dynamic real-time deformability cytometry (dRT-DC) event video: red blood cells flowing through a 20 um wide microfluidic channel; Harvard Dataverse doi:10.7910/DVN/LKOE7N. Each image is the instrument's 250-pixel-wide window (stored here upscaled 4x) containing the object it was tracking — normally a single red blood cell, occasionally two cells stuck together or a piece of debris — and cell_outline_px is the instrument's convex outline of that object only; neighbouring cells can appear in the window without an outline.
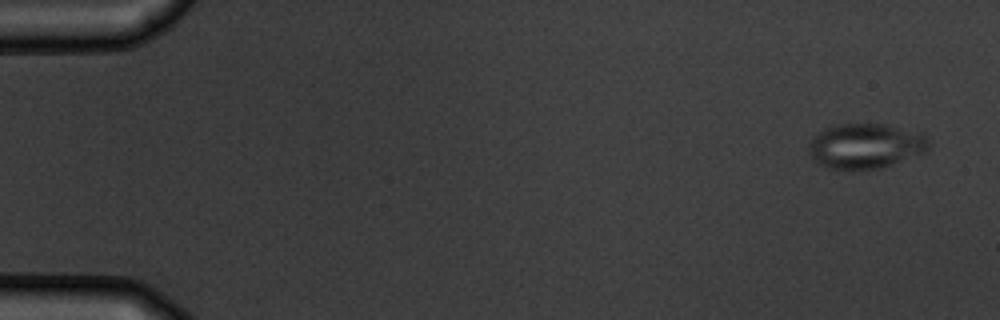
{"species": "common noctule bat (a hibernating species)", "species_latin": "Nyctalus noctula", "temperature_condition": "warm", "stored_images_in_passage": 5, "camera_frame_rate_fps": 3000, "um_per_image_px": 0.085, "animal": {"sex": "male", "body_mass_g": 19.5, "forearm_length_mm": 54.6}, "frame": {"image": 1, "passage_image": 1, "time_ms": 0.0, "image_size_px": [1000, 320], "cell_outline_px": [[928, 148], [924, 152], [892, 164], [880, 168], [860, 172], [848, 172], [828, 168], [812, 160], [808, 152], [808, 144], [820, 132], [828, 128], [840, 124], [884, 124], [924, 132], [928, 140]], "centroid_in_image_um": [73.56, 12.45], "position_along_channel_um": 11.4, "area_um2": 32.02}}